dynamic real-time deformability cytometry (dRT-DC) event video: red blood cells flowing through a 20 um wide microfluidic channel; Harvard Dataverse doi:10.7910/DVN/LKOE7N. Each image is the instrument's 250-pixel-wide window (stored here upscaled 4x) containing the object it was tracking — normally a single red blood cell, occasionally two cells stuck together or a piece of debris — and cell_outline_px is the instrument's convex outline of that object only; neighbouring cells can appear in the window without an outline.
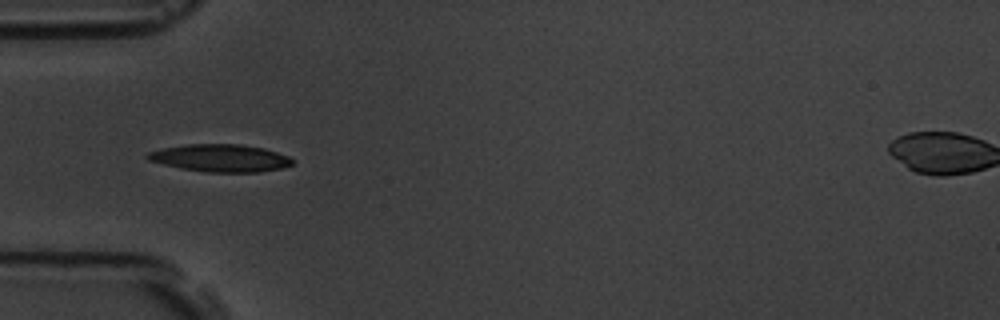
{"species": "common noctule bat (a hibernating species)", "species_latin": "Nyctalus noctula", "temperature_condition": "room temperature", "stored_images_in_passage": 9, "camera_frame_rate_fps": 3000, "um_per_image_px": 0.085, "animal": {"sex": "male", "body_mass_g": 19.5, "forearm_length_mm": 54.6}, "frame": {"image": 1, "passage_image": 5, "time_ms": 4.667, "image_size_px": [1000, 320], "cell_outline_px": [[292, 164], [284, 168], [260, 172], [204, 172], [180, 168], [148, 160], [144, 156], [148, 152], [164, 148], [188, 144], [240, 144], [264, 148], [288, 156], [292, 160]], "centroid_in_image_um": [18.73, 13.44], "position_along_channel_um": 66.3, "area_um2": 23.18}}
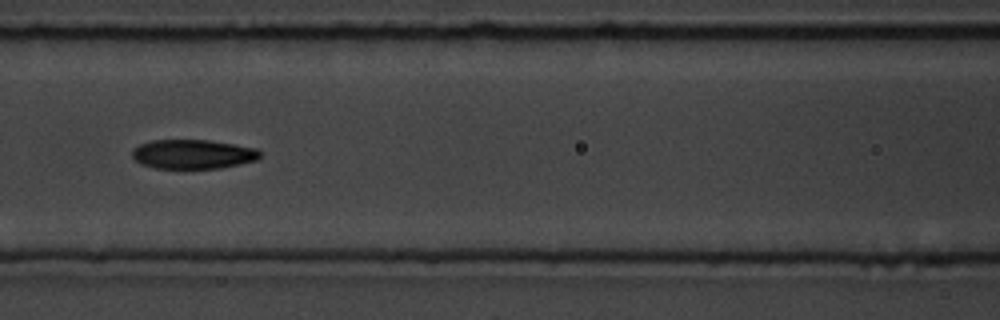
{"frame": {"image": 2, "passage_image": 7, "time_ms": 7.0, "image_size_px": [1000, 320], "cell_outline_px": [[260, 156], [256, 160], [240, 164], [220, 168], [156, 168], [140, 164], [132, 156], [132, 152], [140, 144], [152, 140], [208, 140], [256, 148], [260, 152]], "centroid_in_image_um": [16.39, 13.1], "position_along_channel_um": 150.2, "area_um2": 21.62}}
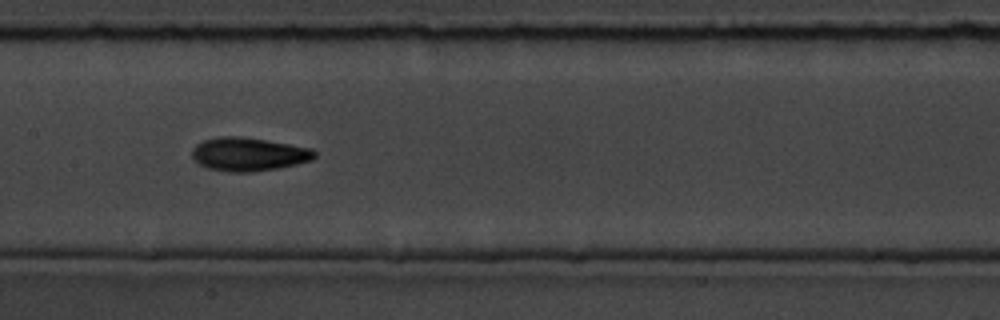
{"frame": {"image": 3, "passage_image": 8, "time_ms": 8.0, "image_size_px": [1000, 320], "cell_outline_px": [[316, 156], [312, 160], [296, 164], [276, 168], [252, 172], [232, 172], [208, 168], [192, 160], [192, 148], [196, 144], [204, 140], [220, 136], [240, 136], [312, 148], [316, 152]], "centroid_in_image_um": [21.11, 13.11], "position_along_channel_um": 186.3, "area_um2": 23.81}}